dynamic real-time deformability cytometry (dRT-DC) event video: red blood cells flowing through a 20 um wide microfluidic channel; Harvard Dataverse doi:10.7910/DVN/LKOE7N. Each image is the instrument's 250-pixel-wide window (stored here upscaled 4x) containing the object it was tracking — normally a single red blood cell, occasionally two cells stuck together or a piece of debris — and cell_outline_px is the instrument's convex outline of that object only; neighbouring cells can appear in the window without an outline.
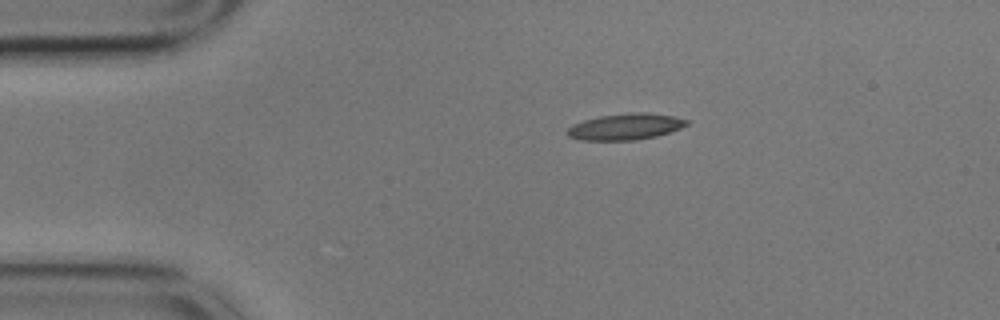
{"species": "common noctule bat (a hibernating species)", "species_latin": "Nyctalus noctula", "temperature_condition": "cold", "stored_images_in_passage": 46, "camera_frame_rate_fps": 3000, "um_per_image_px": 0.085, "animal": {"sex": "male", "body_mass_g": 17.9}, "frame": {"image": 1, "passage_image": 1, "time_ms": 0.0, "image_size_px": [1000, 320], "cell_outline_px": [[688, 124], [680, 128], [656, 136], [636, 140], [580, 140], [568, 136], [568, 128], [572, 124], [584, 120], [600, 116], [632, 112], [644, 112], [672, 116], [688, 120]], "centroid_in_image_um": [53.14, 10.77], "position_along_channel_um": 31.9, "area_um2": 18.09}}
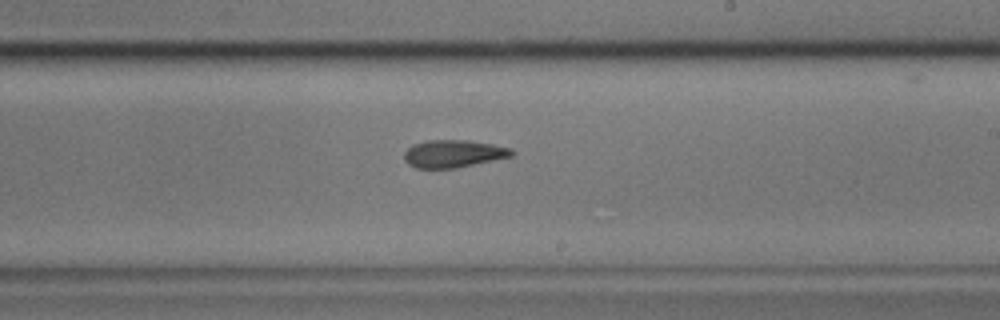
{"frame": {"image": 2, "passage_image": 23, "time_ms": 7.333, "image_size_px": [1000, 320], "cell_outline_px": [[516, 152], [512, 156], [456, 168], [416, 168], [408, 164], [404, 160], [404, 152], [412, 144], [428, 140], [468, 140], [492, 144], [512, 148]], "centroid_in_image_um": [38.54, 13.06], "position_along_channel_um": 250.5, "area_um2": 17.34}}
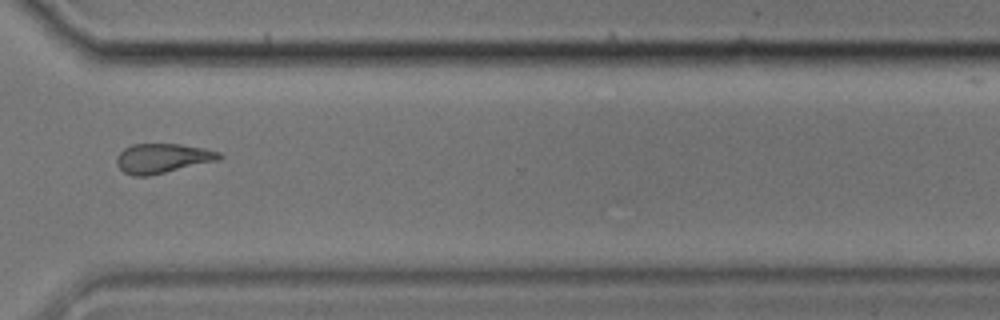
{"frame": {"image": 3, "passage_image": 32, "time_ms": 10.333, "image_size_px": [1000, 320], "cell_outline_px": [[224, 156], [220, 160], [148, 176], [132, 176], [124, 172], [116, 164], [116, 156], [124, 148], [132, 144], [180, 144], [204, 148], [220, 152]], "centroid_in_image_um": [13.82, 13.45], "position_along_channel_um": 356.8, "area_um2": 17.8}, "authors_computed_cell_mechanics": {"area_um2": 17.7446, "velocity_mm_per_s": 3.5428, "shape_relaxation_time_tau1_ms": 9.3779, "shape_relaxation_time_tau2_ms": null, "deformation_change_tau1": 0.228, "deformation_change_tau2": null}}